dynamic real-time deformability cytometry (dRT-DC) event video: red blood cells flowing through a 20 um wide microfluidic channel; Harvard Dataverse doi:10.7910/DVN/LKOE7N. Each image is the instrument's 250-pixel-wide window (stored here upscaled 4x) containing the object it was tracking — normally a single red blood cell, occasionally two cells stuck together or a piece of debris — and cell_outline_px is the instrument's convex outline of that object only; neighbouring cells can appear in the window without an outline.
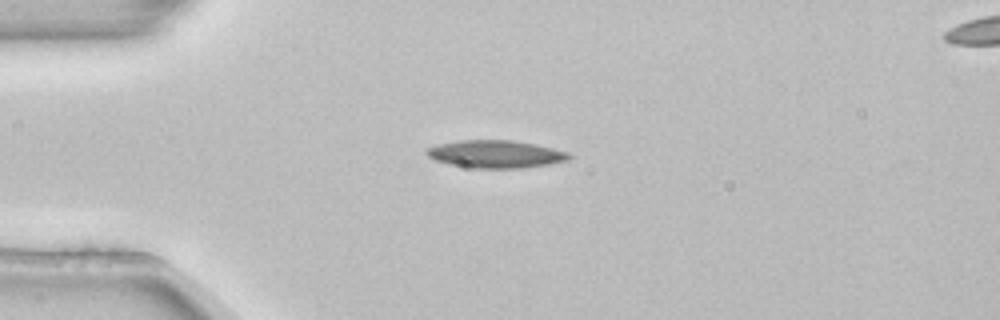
{"species": "common noctule bat (a hibernating species)", "species_latin": "Nyctalus noctula", "temperature_condition": "room temperature", "stored_images_in_passage": 3, "camera_frame_rate_fps": 3000, "um_per_image_px": 0.085, "animal": {"sex": "female", "body_mass_g": 22.7, "forearm_length_mm": 54.2}, "frame": {"image": 1, "passage_image": 2, "time_ms": 0.333, "image_size_px": [1000, 320], "cell_outline_px": [[576, 156], [568, 160], [548, 164], [524, 168], [472, 168], [448, 164], [436, 160], [428, 156], [424, 152], [428, 148], [440, 144], [460, 140], [512, 140], [536, 144], [568, 152]], "centroid_in_image_um": [42.17, 13.1], "position_along_channel_um": 42.8, "area_um2": 23.0}}